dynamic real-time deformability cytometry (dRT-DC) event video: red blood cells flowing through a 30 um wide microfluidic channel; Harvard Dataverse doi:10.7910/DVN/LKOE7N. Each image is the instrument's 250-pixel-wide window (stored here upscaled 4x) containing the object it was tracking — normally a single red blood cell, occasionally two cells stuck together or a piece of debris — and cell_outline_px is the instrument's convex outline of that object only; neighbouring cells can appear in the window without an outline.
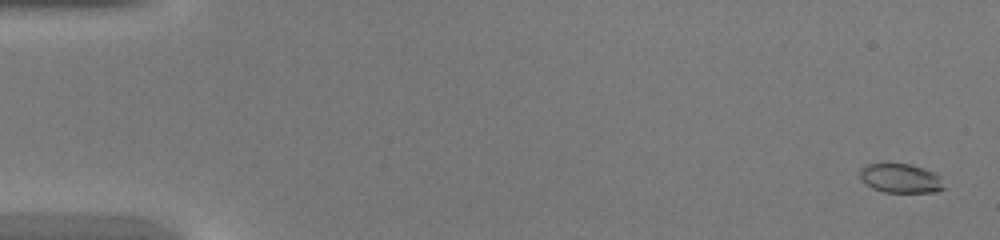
{"species": "common noctule bat (a hibernating species)", "species_latin": "Nyctalus noctula", "temperature_condition": "warm", "stored_images_in_passage": 45, "camera_frame_rate_fps": 3000, "um_per_image_px": 0.085, "animal": {"sex": "female", "body_mass_g": 20.0, "forearm_length_mm": 54.0}, "frame": {"image": 1, "passage_image": 2, "time_ms": 0.333, "image_size_px": [1000, 240], "cell_outline_px": [[944, 188], [936, 192], [884, 192], [872, 188], [860, 176], [860, 168], [868, 164], [912, 164], [924, 168], [940, 176]], "centroid_in_image_um": [76.57, 15.15], "position_along_channel_um": 8.4, "area_um2": 14.1}}
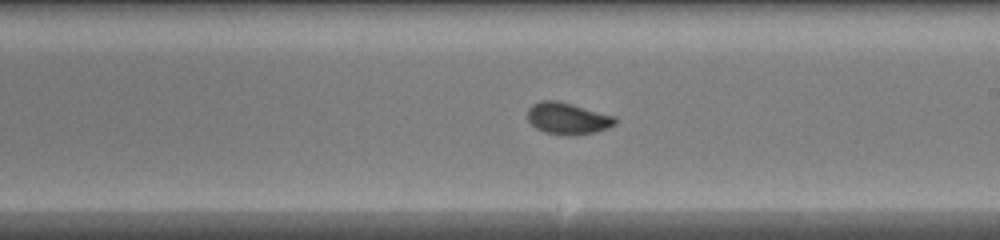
{"frame": {"image": 2, "passage_image": 27, "time_ms": 8.667, "image_size_px": [1000, 240], "cell_outline_px": [[616, 124], [608, 128], [596, 132], [568, 136], [544, 132], [536, 128], [528, 120], [528, 108], [532, 104], [540, 100], [556, 100], [572, 104], [616, 116]], "centroid_in_image_um": [48.26, 10.06], "position_along_channel_um": 240.7, "area_um2": 16.3}}
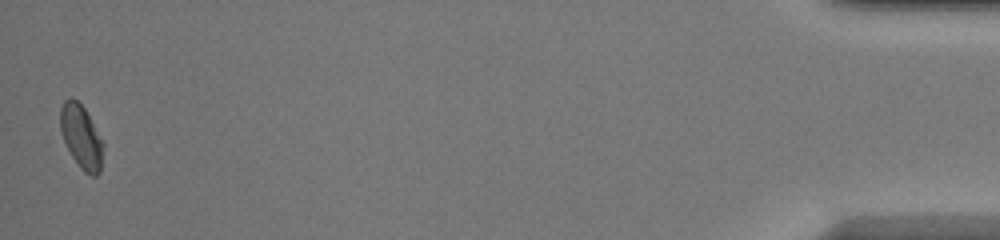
{"frame": {"image": 3, "passage_image": 45, "time_ms": 14.667, "image_size_px": [1000, 240], "cell_outline_px": [[104, 144], [100, 172], [96, 176], [92, 176], [84, 172], [80, 168], [72, 156], [64, 140], [60, 128], [60, 108], [64, 100], [76, 100], [84, 108]], "centroid_in_image_um": [6.91, 11.67], "position_along_channel_um": 428.3, "area_um2": 15.55}}